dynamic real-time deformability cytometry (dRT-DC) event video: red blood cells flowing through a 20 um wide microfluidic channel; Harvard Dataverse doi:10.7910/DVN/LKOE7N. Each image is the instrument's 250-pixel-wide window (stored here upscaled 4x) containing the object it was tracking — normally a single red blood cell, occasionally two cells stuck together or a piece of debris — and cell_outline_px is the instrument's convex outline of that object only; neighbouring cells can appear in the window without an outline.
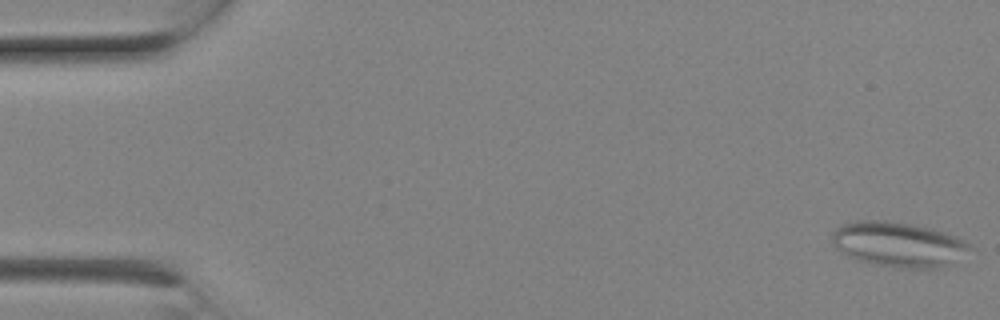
{"species": "Egyptian fruit bat (a non-hibernating species)", "species_latin": "Rousettus aegyptiacus", "temperature_condition": "room temperature", "stored_images_in_passage": 8, "camera_frame_rate_fps": 3000, "um_per_image_px": 0.085, "animal": {"sex": "female"}, "frame": {"image": 1, "passage_image": 1, "time_ms": 0.0, "image_size_px": [1000, 320], "cell_outline_px": [[968, 248], [944, 264], [936, 268], [896, 268], [872, 264], [856, 260], [840, 252], [832, 244], [832, 232], [840, 224], [856, 220], [888, 220], [912, 224], [932, 228], [956, 236], [964, 240], [968, 244]], "centroid_in_image_um": [76.2, 20.74], "position_along_channel_um": 8.8, "area_um2": 35.72}}